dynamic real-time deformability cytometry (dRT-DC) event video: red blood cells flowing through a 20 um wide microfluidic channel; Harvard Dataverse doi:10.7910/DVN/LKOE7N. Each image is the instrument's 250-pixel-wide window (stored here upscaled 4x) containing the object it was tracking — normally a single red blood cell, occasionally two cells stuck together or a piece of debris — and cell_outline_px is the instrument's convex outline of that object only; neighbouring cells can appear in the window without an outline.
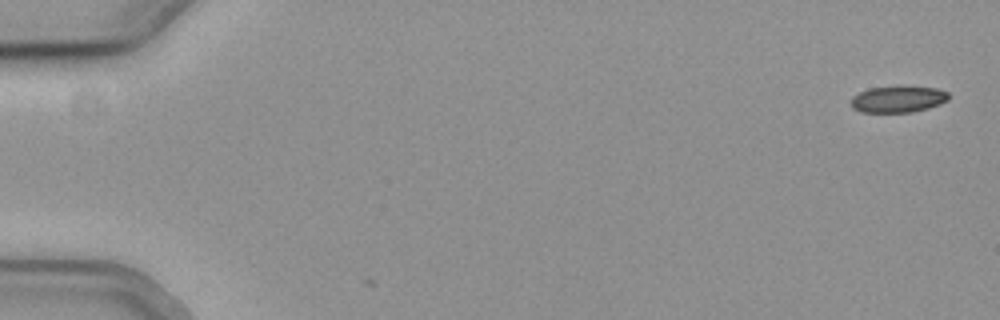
{"species": "common noctule bat (a hibernating species)", "species_latin": "Nyctalus noctula", "temperature_condition": "cold", "stored_images_in_passage": 2, "camera_frame_rate_fps": 3000, "um_per_image_px": 0.085, "animal": {"sex": "female", "body_mass_g": 19.3, "forearm_length_mm": 54.1}, "frame": {"image": 1, "passage_image": 2, "time_ms": 0.333, "image_size_px": [1000, 320], "cell_outline_px": [[948, 100], [940, 104], [928, 108], [912, 112], [860, 112], [852, 108], [852, 96], [860, 92], [872, 88], [936, 88], [948, 92]], "centroid_in_image_um": [76.33, 8.47], "position_along_channel_um": 8.7, "area_um2": 14.51}}